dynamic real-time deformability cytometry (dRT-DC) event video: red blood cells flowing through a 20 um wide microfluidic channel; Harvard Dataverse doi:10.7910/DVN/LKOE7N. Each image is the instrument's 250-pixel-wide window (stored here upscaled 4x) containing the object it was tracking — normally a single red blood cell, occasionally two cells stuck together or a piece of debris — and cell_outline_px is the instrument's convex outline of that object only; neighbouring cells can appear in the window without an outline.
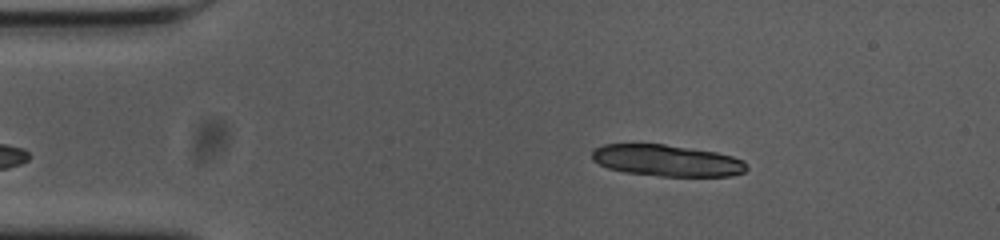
{"species": "common noctule bat (a hibernating species)", "species_latin": "Nyctalus noctula", "temperature_condition": "cold", "stored_images_in_passage": 50, "segment_of_instrument_passage": [1, 2], "camera_frame_rate_fps": 3000, "um_per_image_px": 0.085, "animal": {"sex": "female", "body_mass_g": 23.0, "forearm_length_mm": 53.4}, "frame": {"image": 1, "passage_image": 4, "time_ms": 1.0, "image_size_px": [1000, 240], "cell_outline_px": [[748, 168], [744, 172], [732, 176], [660, 176], [624, 172], [608, 168], [592, 160], [592, 152], [596, 148], [604, 144], [664, 144], [716, 152], [732, 156], [744, 160]], "centroid_in_image_um": [56.7, 13.65], "position_along_channel_um": 28.3, "area_um2": 28.38}}